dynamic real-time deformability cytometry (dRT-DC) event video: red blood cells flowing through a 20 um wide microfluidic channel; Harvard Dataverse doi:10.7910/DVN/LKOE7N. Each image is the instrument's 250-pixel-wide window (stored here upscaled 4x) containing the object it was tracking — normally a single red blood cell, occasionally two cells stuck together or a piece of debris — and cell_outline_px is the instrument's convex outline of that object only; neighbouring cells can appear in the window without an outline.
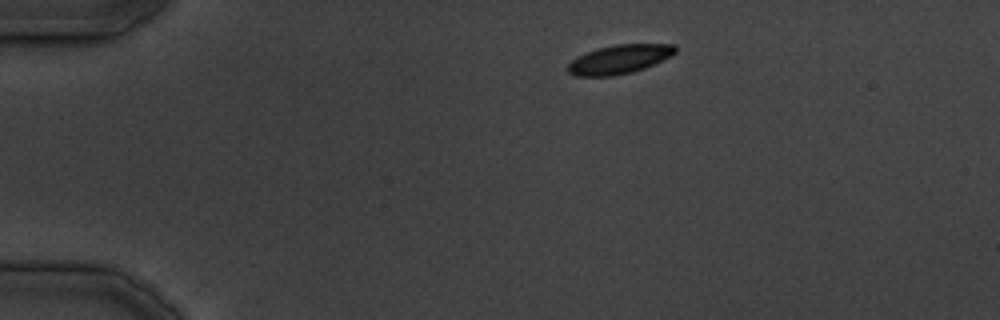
{"species": "common noctule bat (a hibernating species)", "species_latin": "Nyctalus noctula", "temperature_condition": "cold", "stored_images_in_passage": 31, "camera_frame_rate_fps": 3000, "um_per_image_px": 0.085, "animal": {"sex": "male", "body_mass_g": 19.5, "forearm_length_mm": 54.6}, "frame": {"image": 1, "passage_image": 1, "time_ms": 0.0, "image_size_px": [1000, 320], "cell_outline_px": [[676, 52], [672, 56], [644, 68], [632, 72], [612, 76], [576, 76], [568, 72], [568, 64], [572, 60], [588, 52], [600, 48], [616, 44], [676, 44]], "centroid_in_image_um": [52.68, 5.04], "position_along_channel_um": 32.3, "area_um2": 17.92}}
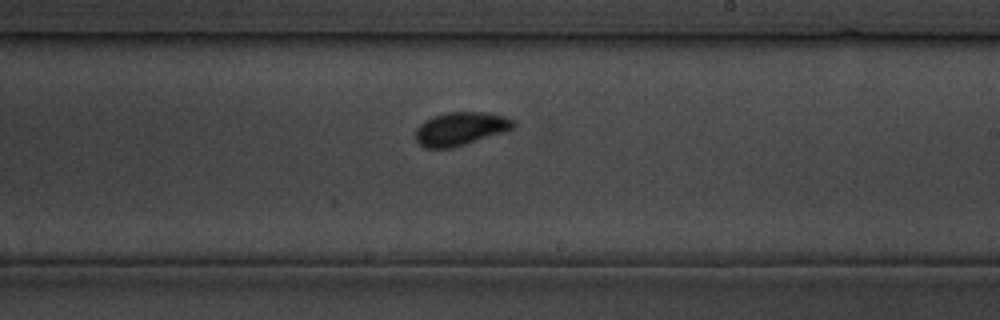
{"frame": {"image": 2, "passage_image": 17, "time_ms": 19.0, "image_size_px": [1000, 320], "cell_outline_px": [[516, 128], [504, 132], [452, 148], [424, 148], [416, 140], [416, 128], [424, 120], [432, 116], [444, 112], [484, 112], [504, 116], [516, 120]], "centroid_in_image_um": [39.16, 10.93], "position_along_channel_um": 249.8, "area_um2": 19.19}}
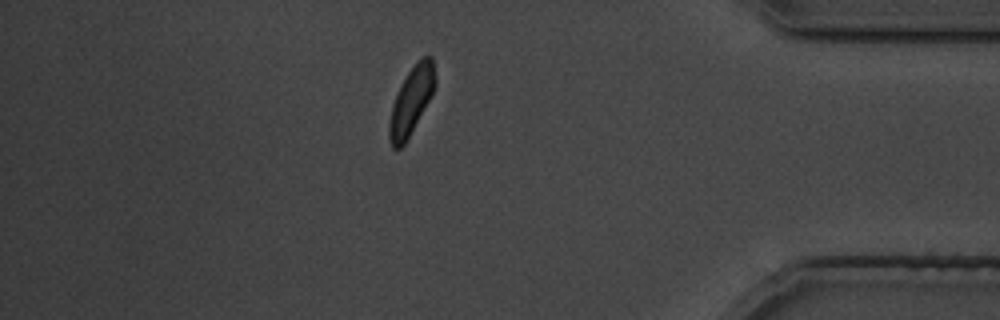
{"frame": {"image": 3, "passage_image": 27, "time_ms": 31.333, "image_size_px": [1000, 320], "cell_outline_px": [[436, 84], [408, 140], [400, 148], [392, 148], [388, 136], [388, 124], [392, 104], [408, 72], [424, 56], [432, 56], [436, 80]], "centroid_in_image_um": [34.94, 8.62], "position_along_channel_um": 400.3, "area_um2": 17.57}}